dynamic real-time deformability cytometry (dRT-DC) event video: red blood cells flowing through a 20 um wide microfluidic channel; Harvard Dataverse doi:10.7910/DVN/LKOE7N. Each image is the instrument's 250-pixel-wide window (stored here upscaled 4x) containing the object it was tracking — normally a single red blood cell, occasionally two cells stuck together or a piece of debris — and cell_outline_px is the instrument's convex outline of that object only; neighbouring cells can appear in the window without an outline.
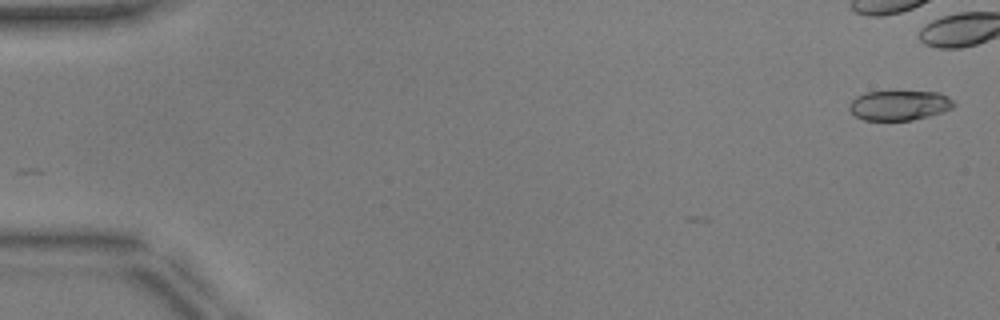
{"species": "common noctule bat (a hibernating species)", "species_latin": "Nyctalus noctula", "temperature_condition": "warm", "stored_images_in_passage": 4, "camera_frame_rate_fps": 3000, "um_per_image_px": 0.085, "animal": {"sex": "male", "body_mass_g": 17.9, "forearm_length_mm": 54.2}, "frame": {"image": 1, "passage_image": 2, "time_ms": 0.333, "image_size_px": [1000, 320], "cell_outline_px": [[956, 104], [952, 108], [928, 116], [912, 120], [864, 120], [856, 116], [848, 108], [852, 100], [856, 96], [864, 92], [940, 92], [948, 96]], "centroid_in_image_um": [76.43, 8.95], "position_along_channel_um": 8.6, "area_um2": 18.03}}